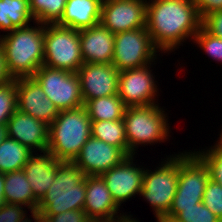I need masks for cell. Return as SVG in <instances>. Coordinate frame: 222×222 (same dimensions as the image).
Listing matches in <instances>:
<instances>
[{"instance_id": "20", "label": "cell", "mask_w": 222, "mask_h": 222, "mask_svg": "<svg viewBox=\"0 0 222 222\" xmlns=\"http://www.w3.org/2000/svg\"><path fill=\"white\" fill-rule=\"evenodd\" d=\"M58 160L48 151L43 154H32L23 171L31 185L35 199L40 202L55 180Z\"/></svg>"}, {"instance_id": "15", "label": "cell", "mask_w": 222, "mask_h": 222, "mask_svg": "<svg viewBox=\"0 0 222 222\" xmlns=\"http://www.w3.org/2000/svg\"><path fill=\"white\" fill-rule=\"evenodd\" d=\"M126 157L128 155L121 148L90 137L73 162L86 176H99Z\"/></svg>"}, {"instance_id": "38", "label": "cell", "mask_w": 222, "mask_h": 222, "mask_svg": "<svg viewBox=\"0 0 222 222\" xmlns=\"http://www.w3.org/2000/svg\"><path fill=\"white\" fill-rule=\"evenodd\" d=\"M31 212V216L34 222H52L49 217L43 215L41 212L37 210H29Z\"/></svg>"}, {"instance_id": "13", "label": "cell", "mask_w": 222, "mask_h": 222, "mask_svg": "<svg viewBox=\"0 0 222 222\" xmlns=\"http://www.w3.org/2000/svg\"><path fill=\"white\" fill-rule=\"evenodd\" d=\"M76 73L84 103L118 94L120 72L112 63H83Z\"/></svg>"}, {"instance_id": "29", "label": "cell", "mask_w": 222, "mask_h": 222, "mask_svg": "<svg viewBox=\"0 0 222 222\" xmlns=\"http://www.w3.org/2000/svg\"><path fill=\"white\" fill-rule=\"evenodd\" d=\"M203 150V151H202ZM194 153L206 164L210 179L222 185V144L216 141L209 149H201Z\"/></svg>"}, {"instance_id": "10", "label": "cell", "mask_w": 222, "mask_h": 222, "mask_svg": "<svg viewBox=\"0 0 222 222\" xmlns=\"http://www.w3.org/2000/svg\"><path fill=\"white\" fill-rule=\"evenodd\" d=\"M209 180L206 164L194 152H189L180 161L177 190L171 208H190L202 202Z\"/></svg>"}, {"instance_id": "11", "label": "cell", "mask_w": 222, "mask_h": 222, "mask_svg": "<svg viewBox=\"0 0 222 222\" xmlns=\"http://www.w3.org/2000/svg\"><path fill=\"white\" fill-rule=\"evenodd\" d=\"M150 63L148 65L123 70L119 73L118 96L126 107L149 106L156 104L158 86Z\"/></svg>"}, {"instance_id": "24", "label": "cell", "mask_w": 222, "mask_h": 222, "mask_svg": "<svg viewBox=\"0 0 222 222\" xmlns=\"http://www.w3.org/2000/svg\"><path fill=\"white\" fill-rule=\"evenodd\" d=\"M84 106L91 121L122 120L126 109L118 94L86 101Z\"/></svg>"}, {"instance_id": "9", "label": "cell", "mask_w": 222, "mask_h": 222, "mask_svg": "<svg viewBox=\"0 0 222 222\" xmlns=\"http://www.w3.org/2000/svg\"><path fill=\"white\" fill-rule=\"evenodd\" d=\"M32 77L59 111L84 105L77 73L42 65Z\"/></svg>"}, {"instance_id": "14", "label": "cell", "mask_w": 222, "mask_h": 222, "mask_svg": "<svg viewBox=\"0 0 222 222\" xmlns=\"http://www.w3.org/2000/svg\"><path fill=\"white\" fill-rule=\"evenodd\" d=\"M135 155L126 157L117 166L100 175L110 191L113 200L120 207L123 202L140 194L145 168L136 167ZM141 167V168H140Z\"/></svg>"}, {"instance_id": "43", "label": "cell", "mask_w": 222, "mask_h": 222, "mask_svg": "<svg viewBox=\"0 0 222 222\" xmlns=\"http://www.w3.org/2000/svg\"><path fill=\"white\" fill-rule=\"evenodd\" d=\"M33 221L32 219L28 218L27 215H25L24 217H22L21 219H19L18 222H31Z\"/></svg>"}, {"instance_id": "21", "label": "cell", "mask_w": 222, "mask_h": 222, "mask_svg": "<svg viewBox=\"0 0 222 222\" xmlns=\"http://www.w3.org/2000/svg\"><path fill=\"white\" fill-rule=\"evenodd\" d=\"M103 0H67L60 26L75 30L87 29L100 23Z\"/></svg>"}, {"instance_id": "8", "label": "cell", "mask_w": 222, "mask_h": 222, "mask_svg": "<svg viewBox=\"0 0 222 222\" xmlns=\"http://www.w3.org/2000/svg\"><path fill=\"white\" fill-rule=\"evenodd\" d=\"M157 50L146 27L117 33L112 64L119 72L139 68L156 62Z\"/></svg>"}, {"instance_id": "35", "label": "cell", "mask_w": 222, "mask_h": 222, "mask_svg": "<svg viewBox=\"0 0 222 222\" xmlns=\"http://www.w3.org/2000/svg\"><path fill=\"white\" fill-rule=\"evenodd\" d=\"M192 2L196 5L201 20L211 13L222 10V0H192Z\"/></svg>"}, {"instance_id": "16", "label": "cell", "mask_w": 222, "mask_h": 222, "mask_svg": "<svg viewBox=\"0 0 222 222\" xmlns=\"http://www.w3.org/2000/svg\"><path fill=\"white\" fill-rule=\"evenodd\" d=\"M17 109L47 125H50L59 110L44 93L33 77L16 78Z\"/></svg>"}, {"instance_id": "18", "label": "cell", "mask_w": 222, "mask_h": 222, "mask_svg": "<svg viewBox=\"0 0 222 222\" xmlns=\"http://www.w3.org/2000/svg\"><path fill=\"white\" fill-rule=\"evenodd\" d=\"M81 54L84 63H112L114 55V33L100 23L79 30Z\"/></svg>"}, {"instance_id": "4", "label": "cell", "mask_w": 222, "mask_h": 222, "mask_svg": "<svg viewBox=\"0 0 222 222\" xmlns=\"http://www.w3.org/2000/svg\"><path fill=\"white\" fill-rule=\"evenodd\" d=\"M85 174L73 161H59L55 180L39 202L37 211L57 215L83 210L86 199Z\"/></svg>"}, {"instance_id": "19", "label": "cell", "mask_w": 222, "mask_h": 222, "mask_svg": "<svg viewBox=\"0 0 222 222\" xmlns=\"http://www.w3.org/2000/svg\"><path fill=\"white\" fill-rule=\"evenodd\" d=\"M86 199L83 210L88 218L111 221L118 215L119 206L115 203L104 179L99 176H85Z\"/></svg>"}, {"instance_id": "34", "label": "cell", "mask_w": 222, "mask_h": 222, "mask_svg": "<svg viewBox=\"0 0 222 222\" xmlns=\"http://www.w3.org/2000/svg\"><path fill=\"white\" fill-rule=\"evenodd\" d=\"M202 26L212 35L222 38V10L206 16Z\"/></svg>"}, {"instance_id": "17", "label": "cell", "mask_w": 222, "mask_h": 222, "mask_svg": "<svg viewBox=\"0 0 222 222\" xmlns=\"http://www.w3.org/2000/svg\"><path fill=\"white\" fill-rule=\"evenodd\" d=\"M6 126L8 137L15 139L33 153L36 150L40 153L47 151L49 125L46 123L17 109Z\"/></svg>"}, {"instance_id": "23", "label": "cell", "mask_w": 222, "mask_h": 222, "mask_svg": "<svg viewBox=\"0 0 222 222\" xmlns=\"http://www.w3.org/2000/svg\"><path fill=\"white\" fill-rule=\"evenodd\" d=\"M33 20L29 0H0V30L10 33L23 28Z\"/></svg>"}, {"instance_id": "40", "label": "cell", "mask_w": 222, "mask_h": 222, "mask_svg": "<svg viewBox=\"0 0 222 222\" xmlns=\"http://www.w3.org/2000/svg\"><path fill=\"white\" fill-rule=\"evenodd\" d=\"M4 183H5V174L0 172V208L6 203L4 201Z\"/></svg>"}, {"instance_id": "1", "label": "cell", "mask_w": 222, "mask_h": 222, "mask_svg": "<svg viewBox=\"0 0 222 222\" xmlns=\"http://www.w3.org/2000/svg\"><path fill=\"white\" fill-rule=\"evenodd\" d=\"M201 26L202 20L192 0L147 1L146 28L158 51L167 53L178 49L189 36L193 40Z\"/></svg>"}, {"instance_id": "28", "label": "cell", "mask_w": 222, "mask_h": 222, "mask_svg": "<svg viewBox=\"0 0 222 222\" xmlns=\"http://www.w3.org/2000/svg\"><path fill=\"white\" fill-rule=\"evenodd\" d=\"M163 218L173 219L175 222H222L203 202L190 208H170Z\"/></svg>"}, {"instance_id": "36", "label": "cell", "mask_w": 222, "mask_h": 222, "mask_svg": "<svg viewBox=\"0 0 222 222\" xmlns=\"http://www.w3.org/2000/svg\"><path fill=\"white\" fill-rule=\"evenodd\" d=\"M52 222H86L88 217L84 210H71L57 215H45Z\"/></svg>"}, {"instance_id": "26", "label": "cell", "mask_w": 222, "mask_h": 222, "mask_svg": "<svg viewBox=\"0 0 222 222\" xmlns=\"http://www.w3.org/2000/svg\"><path fill=\"white\" fill-rule=\"evenodd\" d=\"M91 137L119 147L128 155V144L123 119L115 121H91Z\"/></svg>"}, {"instance_id": "33", "label": "cell", "mask_w": 222, "mask_h": 222, "mask_svg": "<svg viewBox=\"0 0 222 222\" xmlns=\"http://www.w3.org/2000/svg\"><path fill=\"white\" fill-rule=\"evenodd\" d=\"M22 205L5 203L0 208V222H18L27 214Z\"/></svg>"}, {"instance_id": "22", "label": "cell", "mask_w": 222, "mask_h": 222, "mask_svg": "<svg viewBox=\"0 0 222 222\" xmlns=\"http://www.w3.org/2000/svg\"><path fill=\"white\" fill-rule=\"evenodd\" d=\"M4 201L37 210L39 202L35 199L23 170L5 174Z\"/></svg>"}, {"instance_id": "42", "label": "cell", "mask_w": 222, "mask_h": 222, "mask_svg": "<svg viewBox=\"0 0 222 222\" xmlns=\"http://www.w3.org/2000/svg\"><path fill=\"white\" fill-rule=\"evenodd\" d=\"M86 222H110L105 219H93V218H88Z\"/></svg>"}, {"instance_id": "37", "label": "cell", "mask_w": 222, "mask_h": 222, "mask_svg": "<svg viewBox=\"0 0 222 222\" xmlns=\"http://www.w3.org/2000/svg\"><path fill=\"white\" fill-rule=\"evenodd\" d=\"M10 80H12V77L7 72L5 55L0 42V85L8 83Z\"/></svg>"}, {"instance_id": "31", "label": "cell", "mask_w": 222, "mask_h": 222, "mask_svg": "<svg viewBox=\"0 0 222 222\" xmlns=\"http://www.w3.org/2000/svg\"><path fill=\"white\" fill-rule=\"evenodd\" d=\"M193 43L198 44L208 57L222 63V38L209 33L203 26L200 27L198 33L193 38Z\"/></svg>"}, {"instance_id": "7", "label": "cell", "mask_w": 222, "mask_h": 222, "mask_svg": "<svg viewBox=\"0 0 222 222\" xmlns=\"http://www.w3.org/2000/svg\"><path fill=\"white\" fill-rule=\"evenodd\" d=\"M83 63L79 30L45 24L43 65L76 73Z\"/></svg>"}, {"instance_id": "44", "label": "cell", "mask_w": 222, "mask_h": 222, "mask_svg": "<svg viewBox=\"0 0 222 222\" xmlns=\"http://www.w3.org/2000/svg\"><path fill=\"white\" fill-rule=\"evenodd\" d=\"M156 222H175V221L169 218H161V219H158Z\"/></svg>"}, {"instance_id": "39", "label": "cell", "mask_w": 222, "mask_h": 222, "mask_svg": "<svg viewBox=\"0 0 222 222\" xmlns=\"http://www.w3.org/2000/svg\"><path fill=\"white\" fill-rule=\"evenodd\" d=\"M132 215H127L124 213H120L119 216H116L114 219H112L110 222H139V220H136V218H132Z\"/></svg>"}, {"instance_id": "27", "label": "cell", "mask_w": 222, "mask_h": 222, "mask_svg": "<svg viewBox=\"0 0 222 222\" xmlns=\"http://www.w3.org/2000/svg\"><path fill=\"white\" fill-rule=\"evenodd\" d=\"M67 0H29L35 22L57 24L63 16Z\"/></svg>"}, {"instance_id": "30", "label": "cell", "mask_w": 222, "mask_h": 222, "mask_svg": "<svg viewBox=\"0 0 222 222\" xmlns=\"http://www.w3.org/2000/svg\"><path fill=\"white\" fill-rule=\"evenodd\" d=\"M17 110L16 79L0 85V125H6Z\"/></svg>"}, {"instance_id": "3", "label": "cell", "mask_w": 222, "mask_h": 222, "mask_svg": "<svg viewBox=\"0 0 222 222\" xmlns=\"http://www.w3.org/2000/svg\"><path fill=\"white\" fill-rule=\"evenodd\" d=\"M91 137V120L85 106L59 111L49 125L48 148L58 161H73Z\"/></svg>"}, {"instance_id": "41", "label": "cell", "mask_w": 222, "mask_h": 222, "mask_svg": "<svg viewBox=\"0 0 222 222\" xmlns=\"http://www.w3.org/2000/svg\"><path fill=\"white\" fill-rule=\"evenodd\" d=\"M8 137L7 126L0 125V144Z\"/></svg>"}, {"instance_id": "6", "label": "cell", "mask_w": 222, "mask_h": 222, "mask_svg": "<svg viewBox=\"0 0 222 222\" xmlns=\"http://www.w3.org/2000/svg\"><path fill=\"white\" fill-rule=\"evenodd\" d=\"M168 156L156 167V170L146 168L143 176L142 189L139 196L145 198L154 211L156 219L163 218L170 210L176 194L180 173V161L189 152H179Z\"/></svg>"}, {"instance_id": "25", "label": "cell", "mask_w": 222, "mask_h": 222, "mask_svg": "<svg viewBox=\"0 0 222 222\" xmlns=\"http://www.w3.org/2000/svg\"><path fill=\"white\" fill-rule=\"evenodd\" d=\"M32 154L33 152L27 147L15 139L7 137L0 144V172L6 174L23 170Z\"/></svg>"}, {"instance_id": "2", "label": "cell", "mask_w": 222, "mask_h": 222, "mask_svg": "<svg viewBox=\"0 0 222 222\" xmlns=\"http://www.w3.org/2000/svg\"><path fill=\"white\" fill-rule=\"evenodd\" d=\"M28 25L0 35L8 74L12 79L32 77L44 63V25ZM41 25V26H39Z\"/></svg>"}, {"instance_id": "32", "label": "cell", "mask_w": 222, "mask_h": 222, "mask_svg": "<svg viewBox=\"0 0 222 222\" xmlns=\"http://www.w3.org/2000/svg\"><path fill=\"white\" fill-rule=\"evenodd\" d=\"M202 202L222 221V185L210 179L206 185Z\"/></svg>"}, {"instance_id": "5", "label": "cell", "mask_w": 222, "mask_h": 222, "mask_svg": "<svg viewBox=\"0 0 222 222\" xmlns=\"http://www.w3.org/2000/svg\"><path fill=\"white\" fill-rule=\"evenodd\" d=\"M167 114L158 104L126 107L124 112L128 156L136 155L138 146L161 143L170 136Z\"/></svg>"}, {"instance_id": "12", "label": "cell", "mask_w": 222, "mask_h": 222, "mask_svg": "<svg viewBox=\"0 0 222 222\" xmlns=\"http://www.w3.org/2000/svg\"><path fill=\"white\" fill-rule=\"evenodd\" d=\"M147 0H103L100 24L117 34L146 27Z\"/></svg>"}, {"instance_id": "45", "label": "cell", "mask_w": 222, "mask_h": 222, "mask_svg": "<svg viewBox=\"0 0 222 222\" xmlns=\"http://www.w3.org/2000/svg\"><path fill=\"white\" fill-rule=\"evenodd\" d=\"M219 135H220V137H219V140H217V142L222 144V129H221V133Z\"/></svg>"}]
</instances>
